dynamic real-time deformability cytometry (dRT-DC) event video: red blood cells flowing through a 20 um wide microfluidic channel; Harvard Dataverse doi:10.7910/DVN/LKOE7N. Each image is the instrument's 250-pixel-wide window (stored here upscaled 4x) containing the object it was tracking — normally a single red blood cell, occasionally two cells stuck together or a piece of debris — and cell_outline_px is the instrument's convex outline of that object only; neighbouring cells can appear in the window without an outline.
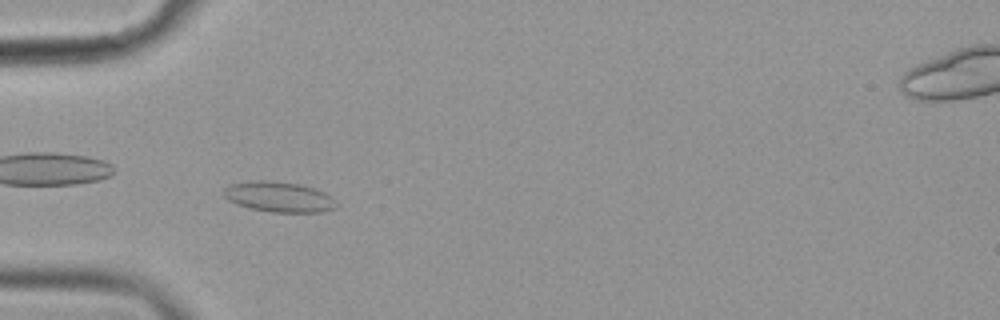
{"species": "common noctule bat (a hibernating species)", "species_latin": "Nyctalus noctula", "temperature_condition": "cold", "stored_images_in_passage": 56, "camera_frame_rate_fps": 3000, "um_per_image_px": 0.085, "animal": {"sex": "female", "body_mass_g": 19.9}, "frame": {"image": 1, "passage_image": 17, "time_ms": 5.333, "image_size_px": [1000, 320], "cell_outline_px": [[336, 208], [324, 212], [272, 212], [252, 208], [236, 204], [228, 200], [224, 196], [224, 188], [232, 184], [256, 180], [272, 180], [300, 184], [324, 192], [332, 196], [336, 204]], "centroid_in_image_um": [23.73, 16.73], "position_along_channel_um": 61.3, "area_um2": 19.88}}
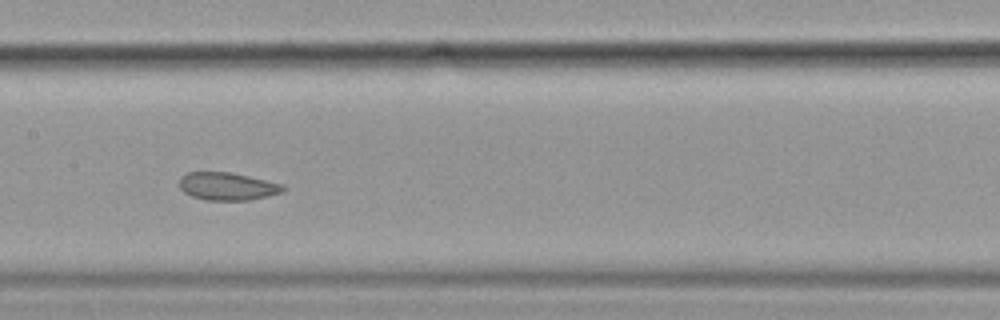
{"frame": {"image": 2, "passage_image": 28, "time_ms": 9.0, "image_size_px": [1000, 320], "cell_outline_px": [[284, 192], [268, 196], [248, 200], [204, 200], [192, 196], [184, 192], [180, 188], [180, 176], [188, 172], [228, 172], [284, 184]], "centroid_in_image_um": [19.32, 15.84], "position_along_channel_um": 188.1, "area_um2": 16.7}}
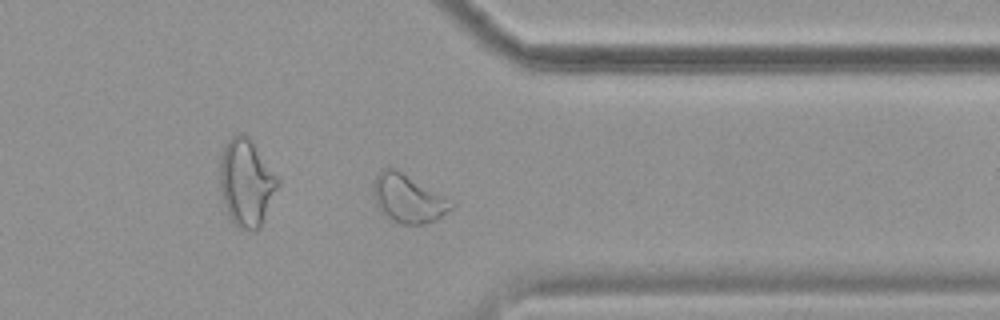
{"frame": {"image": 3, "passage_image": 44, "time_ms": 14.333, "image_size_px": [1000, 320], "cell_outline_px": [[456, 204], [452, 208], [436, 220], [424, 224], [400, 224], [388, 220], [380, 212], [372, 196], [372, 184], [376, 176], [384, 168], [392, 168], [456, 200]], "centroid_in_image_um": [34.7, 16.91], "position_along_channel_um": 376.7, "area_um2": 22.37}, "authors_computed_cell_mechanics": {"area_um2": 20.0566, "velocity_mm_per_s": 3.5773, "shape_relaxation_time_tau1_ms": null, "shape_relaxation_time_tau2_ms": 2.0743, "deformation_change_tau1": null, "deformation_change_tau2": 0.0511}}